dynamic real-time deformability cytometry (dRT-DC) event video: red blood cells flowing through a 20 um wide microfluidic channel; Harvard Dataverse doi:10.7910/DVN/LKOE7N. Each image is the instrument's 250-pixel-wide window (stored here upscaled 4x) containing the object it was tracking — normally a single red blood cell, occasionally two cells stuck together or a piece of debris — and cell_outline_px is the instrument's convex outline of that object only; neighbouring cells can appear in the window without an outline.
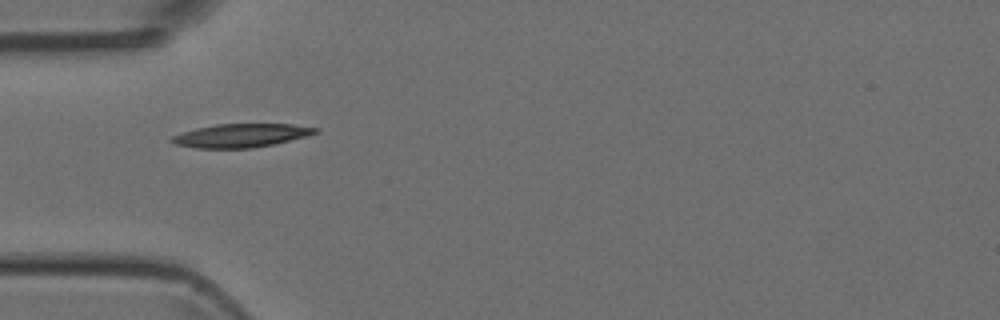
{"species": "Egyptian fruit bat (a non-hibernating species)", "species_latin": "Rousettus aegyptiacus", "temperature_condition": "room temperature", "stored_images_in_passage": 9, "camera_frame_rate_fps": 3000, "um_per_image_px": 0.085, "animal": {"sex": "female"}, "frame": {"image": 1, "passage_image": 6, "time_ms": 6.333, "image_size_px": [1000, 320], "cell_outline_px": [[320, 132], [308, 136], [272, 144], [252, 148], [196, 148], [176, 144], [168, 140], [172, 136], [196, 128], [216, 124], [292, 124], [320, 128]], "centroid_in_image_um": [20.53, 11.51], "position_along_channel_um": 64.5, "area_um2": 19.65}}
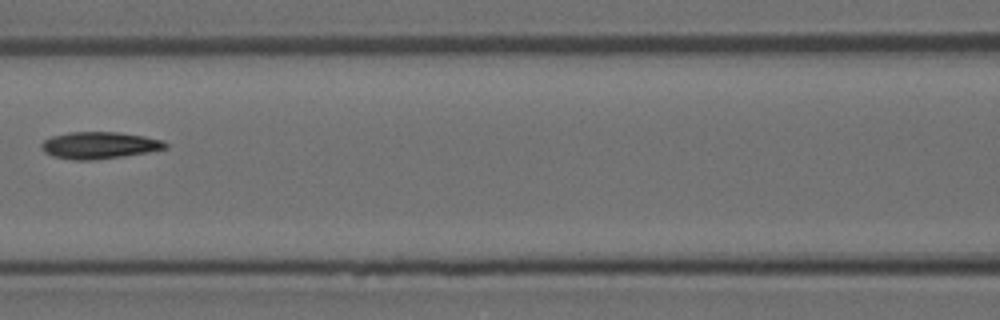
{"frame": {"image": 2, "passage_image": 8, "time_ms": 8.667, "image_size_px": [1000, 320], "cell_outline_px": [[168, 148], [148, 152], [124, 156], [96, 160], [72, 160], [52, 156], [44, 152], [40, 148], [40, 144], [44, 140], [52, 136], [68, 132], [120, 132], [144, 136], [164, 140], [168, 144]], "centroid_in_image_um": [8.44, 12.35], "position_along_channel_um": 158.2, "area_um2": 19.71}}
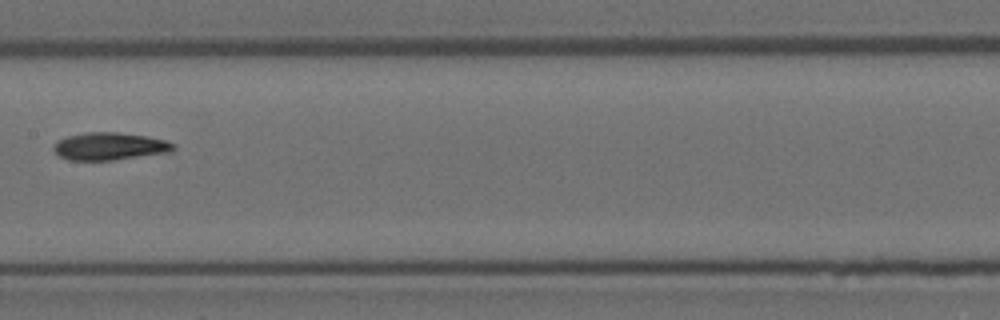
{"frame": {"image": 3, "passage_image": 9, "time_ms": 9.667, "image_size_px": [1000, 320], "cell_outline_px": [[176, 148], [172, 152], [112, 160], [68, 160], [60, 156], [52, 148], [56, 140], [68, 136], [88, 132], [116, 132], [148, 136], [168, 140], [176, 144]], "centroid_in_image_um": [9.37, 12.43], "position_along_channel_um": 198.0, "area_um2": 19.42}}